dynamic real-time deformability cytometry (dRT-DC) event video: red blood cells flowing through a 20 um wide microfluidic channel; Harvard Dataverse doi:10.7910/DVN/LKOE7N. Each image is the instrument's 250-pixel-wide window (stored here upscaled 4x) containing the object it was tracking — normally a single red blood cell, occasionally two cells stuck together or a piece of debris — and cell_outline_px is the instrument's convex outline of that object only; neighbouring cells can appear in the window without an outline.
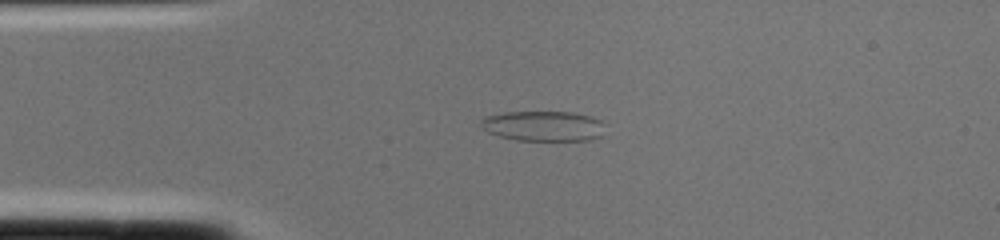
{"species": "common noctule bat (a hibernating species)", "species_latin": "Nyctalus noctula", "temperature_condition": "cold", "stored_images_in_passage": 2, "camera_frame_rate_fps": 3000, "um_per_image_px": 0.085, "animal": {"sex": "female", "body_mass_g": 22.0, "forearm_length_mm": 56.7}, "frame": {"image": 1, "passage_image": 1, "time_ms": 0.0, "image_size_px": [1000, 240], "cell_outline_px": [[604, 136], [588, 140], [516, 140], [500, 136], [488, 132], [480, 128], [480, 120], [484, 116], [504, 112], [572, 112], [588, 116], [600, 120], [604, 124]], "centroid_in_image_um": [46.17, 10.71], "position_along_channel_um": 38.8, "area_um2": 22.02}}